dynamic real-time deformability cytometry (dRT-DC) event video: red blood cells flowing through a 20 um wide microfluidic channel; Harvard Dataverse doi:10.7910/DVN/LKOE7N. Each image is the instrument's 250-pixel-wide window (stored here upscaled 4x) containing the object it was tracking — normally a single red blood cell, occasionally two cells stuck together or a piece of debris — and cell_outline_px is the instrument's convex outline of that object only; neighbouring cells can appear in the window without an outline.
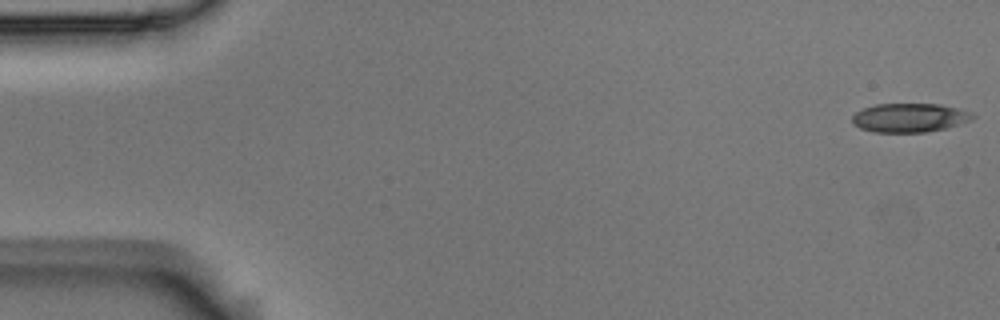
{"species": "Egyptian fruit bat (a non-hibernating species)", "species_latin": "Rousettus aegyptiacus", "temperature_condition": "room temperature", "stored_images_in_passage": 7, "camera_frame_rate_fps": 3000, "um_per_image_px": 0.085, "animal": {"sex": "male"}, "frame": {"image": 1, "passage_image": 1, "time_ms": 0.0, "image_size_px": [1000, 320], "cell_outline_px": [[976, 116], [972, 120], [948, 128], [924, 132], [876, 132], [860, 128], [852, 124], [852, 116], [856, 112], [864, 108], [876, 104], [940, 104], [972, 112]], "centroid_in_image_um": [77.33, 10.01], "position_along_channel_um": 7.7, "area_um2": 20.35}}
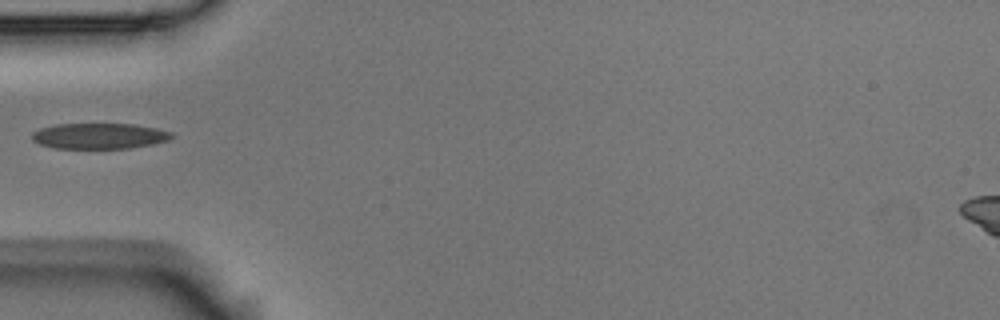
{"frame": {"image": 2, "passage_image": 6, "time_ms": 1.667, "image_size_px": [1000, 320], "cell_outline_px": [[172, 136], [168, 140], [152, 144], [132, 148], [56, 148], [40, 144], [32, 140], [32, 132], [40, 128], [56, 124], [136, 124], [156, 128], [172, 132]], "centroid_in_image_um": [8.43, 11.55], "position_along_channel_um": 76.6, "area_um2": 20.87}}
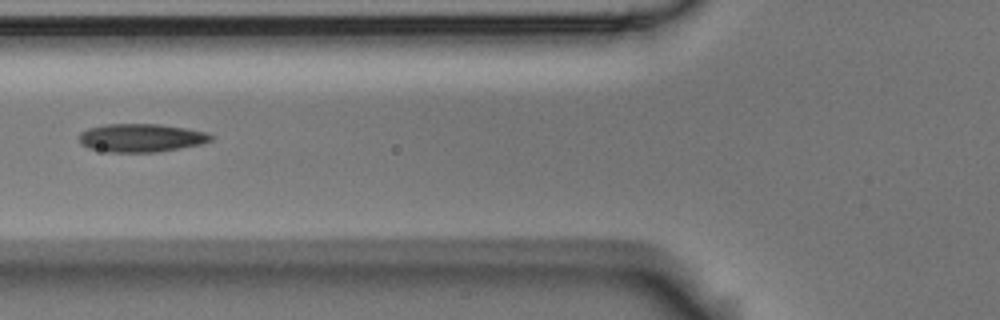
{"frame": {"image": 3, "passage_image": 7, "time_ms": 2.0, "image_size_px": [1000, 320], "cell_outline_px": [[216, 136], [212, 140], [204, 144], [156, 152], [108, 152], [88, 148], [80, 144], [80, 132], [88, 128], [104, 124], [156, 124], [184, 128], [208, 132]], "centroid_in_image_um": [12.02, 11.72], "position_along_channel_um": 113.8, "area_um2": 21.91}}